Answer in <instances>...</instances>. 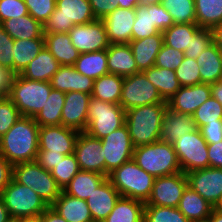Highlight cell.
I'll use <instances>...</instances> for the list:
<instances>
[{
	"label": "cell",
	"instance_id": "6da1fadb",
	"mask_svg": "<svg viewBox=\"0 0 222 222\" xmlns=\"http://www.w3.org/2000/svg\"><path fill=\"white\" fill-rule=\"evenodd\" d=\"M40 126L32 117L21 116L0 138V154L12 165L35 161Z\"/></svg>",
	"mask_w": 222,
	"mask_h": 222
},
{
	"label": "cell",
	"instance_id": "7a4b0ae2",
	"mask_svg": "<svg viewBox=\"0 0 222 222\" xmlns=\"http://www.w3.org/2000/svg\"><path fill=\"white\" fill-rule=\"evenodd\" d=\"M167 103L137 106L126 111L125 125L134 148L160 140Z\"/></svg>",
	"mask_w": 222,
	"mask_h": 222
},
{
	"label": "cell",
	"instance_id": "3957f363",
	"mask_svg": "<svg viewBox=\"0 0 222 222\" xmlns=\"http://www.w3.org/2000/svg\"><path fill=\"white\" fill-rule=\"evenodd\" d=\"M133 160L155 178L181 172L173 144L161 140L134 148Z\"/></svg>",
	"mask_w": 222,
	"mask_h": 222
},
{
	"label": "cell",
	"instance_id": "277c9868",
	"mask_svg": "<svg viewBox=\"0 0 222 222\" xmlns=\"http://www.w3.org/2000/svg\"><path fill=\"white\" fill-rule=\"evenodd\" d=\"M108 179L122 197L146 203L150 198L155 177L141 169L131 159L111 172Z\"/></svg>",
	"mask_w": 222,
	"mask_h": 222
},
{
	"label": "cell",
	"instance_id": "5b68a950",
	"mask_svg": "<svg viewBox=\"0 0 222 222\" xmlns=\"http://www.w3.org/2000/svg\"><path fill=\"white\" fill-rule=\"evenodd\" d=\"M51 90L50 82L29 80L17 74L13 79L8 97L21 116L34 118L44 107Z\"/></svg>",
	"mask_w": 222,
	"mask_h": 222
},
{
	"label": "cell",
	"instance_id": "8992f818",
	"mask_svg": "<svg viewBox=\"0 0 222 222\" xmlns=\"http://www.w3.org/2000/svg\"><path fill=\"white\" fill-rule=\"evenodd\" d=\"M96 20L89 0H56V8L43 24V34L68 33L74 25Z\"/></svg>",
	"mask_w": 222,
	"mask_h": 222
},
{
	"label": "cell",
	"instance_id": "52a82bcc",
	"mask_svg": "<svg viewBox=\"0 0 222 222\" xmlns=\"http://www.w3.org/2000/svg\"><path fill=\"white\" fill-rule=\"evenodd\" d=\"M13 178L31 188L48 206H51L62 192L51 171H47L36 161L13 165Z\"/></svg>",
	"mask_w": 222,
	"mask_h": 222
},
{
	"label": "cell",
	"instance_id": "ba28073f",
	"mask_svg": "<svg viewBox=\"0 0 222 222\" xmlns=\"http://www.w3.org/2000/svg\"><path fill=\"white\" fill-rule=\"evenodd\" d=\"M126 111L120 104L104 102L91 97L85 132L97 139L125 125Z\"/></svg>",
	"mask_w": 222,
	"mask_h": 222
},
{
	"label": "cell",
	"instance_id": "9c48e42d",
	"mask_svg": "<svg viewBox=\"0 0 222 222\" xmlns=\"http://www.w3.org/2000/svg\"><path fill=\"white\" fill-rule=\"evenodd\" d=\"M0 196L10 217L24 218L41 215L49 207L36 192L18 183L14 178Z\"/></svg>",
	"mask_w": 222,
	"mask_h": 222
},
{
	"label": "cell",
	"instance_id": "30bf717a",
	"mask_svg": "<svg viewBox=\"0 0 222 222\" xmlns=\"http://www.w3.org/2000/svg\"><path fill=\"white\" fill-rule=\"evenodd\" d=\"M207 142L197 128L191 133L180 136L173 143L181 171L185 174L209 167Z\"/></svg>",
	"mask_w": 222,
	"mask_h": 222
},
{
	"label": "cell",
	"instance_id": "8fae6325",
	"mask_svg": "<svg viewBox=\"0 0 222 222\" xmlns=\"http://www.w3.org/2000/svg\"><path fill=\"white\" fill-rule=\"evenodd\" d=\"M155 103H167L157 88L147 80L143 72L124 77L119 104L125 111L130 108Z\"/></svg>",
	"mask_w": 222,
	"mask_h": 222
},
{
	"label": "cell",
	"instance_id": "7c38bea8",
	"mask_svg": "<svg viewBox=\"0 0 222 222\" xmlns=\"http://www.w3.org/2000/svg\"><path fill=\"white\" fill-rule=\"evenodd\" d=\"M105 158V176L133 159L134 146L126 125L101 139Z\"/></svg>",
	"mask_w": 222,
	"mask_h": 222
},
{
	"label": "cell",
	"instance_id": "4fadbf2b",
	"mask_svg": "<svg viewBox=\"0 0 222 222\" xmlns=\"http://www.w3.org/2000/svg\"><path fill=\"white\" fill-rule=\"evenodd\" d=\"M188 180L185 173L155 178L150 198L145 205L178 207Z\"/></svg>",
	"mask_w": 222,
	"mask_h": 222
},
{
	"label": "cell",
	"instance_id": "5bb4252c",
	"mask_svg": "<svg viewBox=\"0 0 222 222\" xmlns=\"http://www.w3.org/2000/svg\"><path fill=\"white\" fill-rule=\"evenodd\" d=\"M68 34L80 54L107 50L110 46L107 31L101 19L87 24L74 25Z\"/></svg>",
	"mask_w": 222,
	"mask_h": 222
},
{
	"label": "cell",
	"instance_id": "9a60e30c",
	"mask_svg": "<svg viewBox=\"0 0 222 222\" xmlns=\"http://www.w3.org/2000/svg\"><path fill=\"white\" fill-rule=\"evenodd\" d=\"M188 186L214 208L222 199V169L207 167L186 174Z\"/></svg>",
	"mask_w": 222,
	"mask_h": 222
},
{
	"label": "cell",
	"instance_id": "2e32d148",
	"mask_svg": "<svg viewBox=\"0 0 222 222\" xmlns=\"http://www.w3.org/2000/svg\"><path fill=\"white\" fill-rule=\"evenodd\" d=\"M74 155L80 170L97 172L105 176V158L101 139L94 138L86 132H79Z\"/></svg>",
	"mask_w": 222,
	"mask_h": 222
},
{
	"label": "cell",
	"instance_id": "e0dca14e",
	"mask_svg": "<svg viewBox=\"0 0 222 222\" xmlns=\"http://www.w3.org/2000/svg\"><path fill=\"white\" fill-rule=\"evenodd\" d=\"M79 131L60 126H40L38 144L39 150H49V153H74V147Z\"/></svg>",
	"mask_w": 222,
	"mask_h": 222
},
{
	"label": "cell",
	"instance_id": "ac0fdd59",
	"mask_svg": "<svg viewBox=\"0 0 222 222\" xmlns=\"http://www.w3.org/2000/svg\"><path fill=\"white\" fill-rule=\"evenodd\" d=\"M90 99L91 95L84 92H66L61 113L62 125L79 132H85Z\"/></svg>",
	"mask_w": 222,
	"mask_h": 222
},
{
	"label": "cell",
	"instance_id": "d6986e66",
	"mask_svg": "<svg viewBox=\"0 0 222 222\" xmlns=\"http://www.w3.org/2000/svg\"><path fill=\"white\" fill-rule=\"evenodd\" d=\"M210 96L211 85L208 83L183 86L167 101V105L177 113L193 115Z\"/></svg>",
	"mask_w": 222,
	"mask_h": 222
},
{
	"label": "cell",
	"instance_id": "ffe728a7",
	"mask_svg": "<svg viewBox=\"0 0 222 222\" xmlns=\"http://www.w3.org/2000/svg\"><path fill=\"white\" fill-rule=\"evenodd\" d=\"M135 9L118 7L102 19L110 44L129 43L135 22Z\"/></svg>",
	"mask_w": 222,
	"mask_h": 222
},
{
	"label": "cell",
	"instance_id": "44dd1931",
	"mask_svg": "<svg viewBox=\"0 0 222 222\" xmlns=\"http://www.w3.org/2000/svg\"><path fill=\"white\" fill-rule=\"evenodd\" d=\"M121 197L108 177L86 199L93 222H102L111 213Z\"/></svg>",
	"mask_w": 222,
	"mask_h": 222
},
{
	"label": "cell",
	"instance_id": "7402d4cb",
	"mask_svg": "<svg viewBox=\"0 0 222 222\" xmlns=\"http://www.w3.org/2000/svg\"><path fill=\"white\" fill-rule=\"evenodd\" d=\"M53 89L70 92L79 91L92 94L94 80L79 73L74 66L61 65L50 80Z\"/></svg>",
	"mask_w": 222,
	"mask_h": 222
},
{
	"label": "cell",
	"instance_id": "603a6c76",
	"mask_svg": "<svg viewBox=\"0 0 222 222\" xmlns=\"http://www.w3.org/2000/svg\"><path fill=\"white\" fill-rule=\"evenodd\" d=\"M108 73L121 77L139 73L129 43L110 44L107 48Z\"/></svg>",
	"mask_w": 222,
	"mask_h": 222
},
{
	"label": "cell",
	"instance_id": "cb8c5ba5",
	"mask_svg": "<svg viewBox=\"0 0 222 222\" xmlns=\"http://www.w3.org/2000/svg\"><path fill=\"white\" fill-rule=\"evenodd\" d=\"M197 129L192 115L177 113L166 108L161 127L160 140L173 144L180 136Z\"/></svg>",
	"mask_w": 222,
	"mask_h": 222
},
{
	"label": "cell",
	"instance_id": "d4e9b609",
	"mask_svg": "<svg viewBox=\"0 0 222 222\" xmlns=\"http://www.w3.org/2000/svg\"><path fill=\"white\" fill-rule=\"evenodd\" d=\"M163 43L162 32H158L156 35L147 38L131 40L129 42L139 72L148 70L155 65L156 57Z\"/></svg>",
	"mask_w": 222,
	"mask_h": 222
},
{
	"label": "cell",
	"instance_id": "484cf974",
	"mask_svg": "<svg viewBox=\"0 0 222 222\" xmlns=\"http://www.w3.org/2000/svg\"><path fill=\"white\" fill-rule=\"evenodd\" d=\"M50 207L68 222H93L86 200L67 195L63 191Z\"/></svg>",
	"mask_w": 222,
	"mask_h": 222
},
{
	"label": "cell",
	"instance_id": "4316f807",
	"mask_svg": "<svg viewBox=\"0 0 222 222\" xmlns=\"http://www.w3.org/2000/svg\"><path fill=\"white\" fill-rule=\"evenodd\" d=\"M213 208L189 186L184 190L178 205L179 211L191 222H206Z\"/></svg>",
	"mask_w": 222,
	"mask_h": 222
},
{
	"label": "cell",
	"instance_id": "83f0119b",
	"mask_svg": "<svg viewBox=\"0 0 222 222\" xmlns=\"http://www.w3.org/2000/svg\"><path fill=\"white\" fill-rule=\"evenodd\" d=\"M45 47L60 65L74 66L79 51L74 47L68 33L44 34Z\"/></svg>",
	"mask_w": 222,
	"mask_h": 222
},
{
	"label": "cell",
	"instance_id": "f1b7e54d",
	"mask_svg": "<svg viewBox=\"0 0 222 222\" xmlns=\"http://www.w3.org/2000/svg\"><path fill=\"white\" fill-rule=\"evenodd\" d=\"M200 83L211 84L222 80V51L212 42L196 59Z\"/></svg>",
	"mask_w": 222,
	"mask_h": 222
},
{
	"label": "cell",
	"instance_id": "f546056e",
	"mask_svg": "<svg viewBox=\"0 0 222 222\" xmlns=\"http://www.w3.org/2000/svg\"><path fill=\"white\" fill-rule=\"evenodd\" d=\"M60 66V63L44 47L20 75L29 80L50 82Z\"/></svg>",
	"mask_w": 222,
	"mask_h": 222
},
{
	"label": "cell",
	"instance_id": "4dcf8cb0",
	"mask_svg": "<svg viewBox=\"0 0 222 222\" xmlns=\"http://www.w3.org/2000/svg\"><path fill=\"white\" fill-rule=\"evenodd\" d=\"M1 25L13 40L44 38L43 25L30 14L21 16L18 19H8L3 21Z\"/></svg>",
	"mask_w": 222,
	"mask_h": 222
},
{
	"label": "cell",
	"instance_id": "1f68e13d",
	"mask_svg": "<svg viewBox=\"0 0 222 222\" xmlns=\"http://www.w3.org/2000/svg\"><path fill=\"white\" fill-rule=\"evenodd\" d=\"M147 80L158 90L164 101H168L182 86L176 77L175 70L156 67L143 71Z\"/></svg>",
	"mask_w": 222,
	"mask_h": 222
},
{
	"label": "cell",
	"instance_id": "d6a6232c",
	"mask_svg": "<svg viewBox=\"0 0 222 222\" xmlns=\"http://www.w3.org/2000/svg\"><path fill=\"white\" fill-rule=\"evenodd\" d=\"M106 178L97 172L80 170L62 191L67 195L86 200Z\"/></svg>",
	"mask_w": 222,
	"mask_h": 222
},
{
	"label": "cell",
	"instance_id": "836d02e7",
	"mask_svg": "<svg viewBox=\"0 0 222 222\" xmlns=\"http://www.w3.org/2000/svg\"><path fill=\"white\" fill-rule=\"evenodd\" d=\"M144 209V202L121 196L102 222H144Z\"/></svg>",
	"mask_w": 222,
	"mask_h": 222
},
{
	"label": "cell",
	"instance_id": "e575fe53",
	"mask_svg": "<svg viewBox=\"0 0 222 222\" xmlns=\"http://www.w3.org/2000/svg\"><path fill=\"white\" fill-rule=\"evenodd\" d=\"M45 47L44 38H32L27 40H14L13 58L14 73L21 74L28 64L38 56V53Z\"/></svg>",
	"mask_w": 222,
	"mask_h": 222
},
{
	"label": "cell",
	"instance_id": "d590c367",
	"mask_svg": "<svg viewBox=\"0 0 222 222\" xmlns=\"http://www.w3.org/2000/svg\"><path fill=\"white\" fill-rule=\"evenodd\" d=\"M197 24H173L162 32L165 45L181 52L189 48L191 41L202 30Z\"/></svg>",
	"mask_w": 222,
	"mask_h": 222
},
{
	"label": "cell",
	"instance_id": "8d00e7d4",
	"mask_svg": "<svg viewBox=\"0 0 222 222\" xmlns=\"http://www.w3.org/2000/svg\"><path fill=\"white\" fill-rule=\"evenodd\" d=\"M65 103V92L53 89L42 109L34 117L39 126L62 125L61 113Z\"/></svg>",
	"mask_w": 222,
	"mask_h": 222
},
{
	"label": "cell",
	"instance_id": "74e56055",
	"mask_svg": "<svg viewBox=\"0 0 222 222\" xmlns=\"http://www.w3.org/2000/svg\"><path fill=\"white\" fill-rule=\"evenodd\" d=\"M124 77L108 73L94 80L91 97L104 102L119 104Z\"/></svg>",
	"mask_w": 222,
	"mask_h": 222
},
{
	"label": "cell",
	"instance_id": "f35d334b",
	"mask_svg": "<svg viewBox=\"0 0 222 222\" xmlns=\"http://www.w3.org/2000/svg\"><path fill=\"white\" fill-rule=\"evenodd\" d=\"M74 67L79 73L93 80L108 74L107 50L80 54Z\"/></svg>",
	"mask_w": 222,
	"mask_h": 222
},
{
	"label": "cell",
	"instance_id": "ab89813d",
	"mask_svg": "<svg viewBox=\"0 0 222 222\" xmlns=\"http://www.w3.org/2000/svg\"><path fill=\"white\" fill-rule=\"evenodd\" d=\"M196 24L203 29H213L222 23V0H194Z\"/></svg>",
	"mask_w": 222,
	"mask_h": 222
},
{
	"label": "cell",
	"instance_id": "60d3db41",
	"mask_svg": "<svg viewBox=\"0 0 222 222\" xmlns=\"http://www.w3.org/2000/svg\"><path fill=\"white\" fill-rule=\"evenodd\" d=\"M160 3L169 12L174 24H196L194 0H160Z\"/></svg>",
	"mask_w": 222,
	"mask_h": 222
},
{
	"label": "cell",
	"instance_id": "b9f144b4",
	"mask_svg": "<svg viewBox=\"0 0 222 222\" xmlns=\"http://www.w3.org/2000/svg\"><path fill=\"white\" fill-rule=\"evenodd\" d=\"M135 22L132 29V40L147 38L156 35L159 31L153 27L152 4L141 5L135 8Z\"/></svg>",
	"mask_w": 222,
	"mask_h": 222
},
{
	"label": "cell",
	"instance_id": "7bdbcfd3",
	"mask_svg": "<svg viewBox=\"0 0 222 222\" xmlns=\"http://www.w3.org/2000/svg\"><path fill=\"white\" fill-rule=\"evenodd\" d=\"M192 116L198 129L207 124L217 123V120H222V105L210 96L195 110Z\"/></svg>",
	"mask_w": 222,
	"mask_h": 222
},
{
	"label": "cell",
	"instance_id": "ee69618b",
	"mask_svg": "<svg viewBox=\"0 0 222 222\" xmlns=\"http://www.w3.org/2000/svg\"><path fill=\"white\" fill-rule=\"evenodd\" d=\"M144 222H191L178 207L145 205Z\"/></svg>",
	"mask_w": 222,
	"mask_h": 222
},
{
	"label": "cell",
	"instance_id": "f6af8a7d",
	"mask_svg": "<svg viewBox=\"0 0 222 222\" xmlns=\"http://www.w3.org/2000/svg\"><path fill=\"white\" fill-rule=\"evenodd\" d=\"M80 171L78 162L74 153L65 155L55 167L51 170V174L57 184L63 188L68 185L72 178Z\"/></svg>",
	"mask_w": 222,
	"mask_h": 222
},
{
	"label": "cell",
	"instance_id": "bcb514c9",
	"mask_svg": "<svg viewBox=\"0 0 222 222\" xmlns=\"http://www.w3.org/2000/svg\"><path fill=\"white\" fill-rule=\"evenodd\" d=\"M196 59L184 57L180 66L175 70L176 77L183 86L200 84V71Z\"/></svg>",
	"mask_w": 222,
	"mask_h": 222
},
{
	"label": "cell",
	"instance_id": "7dc6e473",
	"mask_svg": "<svg viewBox=\"0 0 222 222\" xmlns=\"http://www.w3.org/2000/svg\"><path fill=\"white\" fill-rule=\"evenodd\" d=\"M21 117V114L8 96H0V138Z\"/></svg>",
	"mask_w": 222,
	"mask_h": 222
},
{
	"label": "cell",
	"instance_id": "c3c4849f",
	"mask_svg": "<svg viewBox=\"0 0 222 222\" xmlns=\"http://www.w3.org/2000/svg\"><path fill=\"white\" fill-rule=\"evenodd\" d=\"M28 13L42 25L56 8V0H24Z\"/></svg>",
	"mask_w": 222,
	"mask_h": 222
},
{
	"label": "cell",
	"instance_id": "681fc988",
	"mask_svg": "<svg viewBox=\"0 0 222 222\" xmlns=\"http://www.w3.org/2000/svg\"><path fill=\"white\" fill-rule=\"evenodd\" d=\"M184 59V53L163 43L157 57L155 66L169 70H176Z\"/></svg>",
	"mask_w": 222,
	"mask_h": 222
},
{
	"label": "cell",
	"instance_id": "f907efd6",
	"mask_svg": "<svg viewBox=\"0 0 222 222\" xmlns=\"http://www.w3.org/2000/svg\"><path fill=\"white\" fill-rule=\"evenodd\" d=\"M24 0H0V24L11 18L28 15Z\"/></svg>",
	"mask_w": 222,
	"mask_h": 222
},
{
	"label": "cell",
	"instance_id": "816d5d0a",
	"mask_svg": "<svg viewBox=\"0 0 222 222\" xmlns=\"http://www.w3.org/2000/svg\"><path fill=\"white\" fill-rule=\"evenodd\" d=\"M213 42L212 29H202L191 41L188 49L184 52V57L197 59L198 56Z\"/></svg>",
	"mask_w": 222,
	"mask_h": 222
},
{
	"label": "cell",
	"instance_id": "f5cc1de1",
	"mask_svg": "<svg viewBox=\"0 0 222 222\" xmlns=\"http://www.w3.org/2000/svg\"><path fill=\"white\" fill-rule=\"evenodd\" d=\"M13 45L14 40L0 24V67H5L14 72Z\"/></svg>",
	"mask_w": 222,
	"mask_h": 222
},
{
	"label": "cell",
	"instance_id": "db71d44e",
	"mask_svg": "<svg viewBox=\"0 0 222 222\" xmlns=\"http://www.w3.org/2000/svg\"><path fill=\"white\" fill-rule=\"evenodd\" d=\"M152 18L153 27H155L159 32H163L174 24L171 15L160 2L152 3Z\"/></svg>",
	"mask_w": 222,
	"mask_h": 222
},
{
	"label": "cell",
	"instance_id": "11a10c76",
	"mask_svg": "<svg viewBox=\"0 0 222 222\" xmlns=\"http://www.w3.org/2000/svg\"><path fill=\"white\" fill-rule=\"evenodd\" d=\"M96 19H103L119 7L120 0H89Z\"/></svg>",
	"mask_w": 222,
	"mask_h": 222
},
{
	"label": "cell",
	"instance_id": "9f6ffc18",
	"mask_svg": "<svg viewBox=\"0 0 222 222\" xmlns=\"http://www.w3.org/2000/svg\"><path fill=\"white\" fill-rule=\"evenodd\" d=\"M199 130L207 144L222 141V120H217V123L201 126Z\"/></svg>",
	"mask_w": 222,
	"mask_h": 222
},
{
	"label": "cell",
	"instance_id": "6f0895ef",
	"mask_svg": "<svg viewBox=\"0 0 222 222\" xmlns=\"http://www.w3.org/2000/svg\"><path fill=\"white\" fill-rule=\"evenodd\" d=\"M64 156L59 152L49 153V150H39L35 161L47 171H51Z\"/></svg>",
	"mask_w": 222,
	"mask_h": 222
},
{
	"label": "cell",
	"instance_id": "680465c9",
	"mask_svg": "<svg viewBox=\"0 0 222 222\" xmlns=\"http://www.w3.org/2000/svg\"><path fill=\"white\" fill-rule=\"evenodd\" d=\"M13 178V165L0 154V195Z\"/></svg>",
	"mask_w": 222,
	"mask_h": 222
},
{
	"label": "cell",
	"instance_id": "91938a15",
	"mask_svg": "<svg viewBox=\"0 0 222 222\" xmlns=\"http://www.w3.org/2000/svg\"><path fill=\"white\" fill-rule=\"evenodd\" d=\"M209 167L222 169V141L207 146Z\"/></svg>",
	"mask_w": 222,
	"mask_h": 222
},
{
	"label": "cell",
	"instance_id": "94428289",
	"mask_svg": "<svg viewBox=\"0 0 222 222\" xmlns=\"http://www.w3.org/2000/svg\"><path fill=\"white\" fill-rule=\"evenodd\" d=\"M15 75L12 70L0 67V96H9Z\"/></svg>",
	"mask_w": 222,
	"mask_h": 222
},
{
	"label": "cell",
	"instance_id": "6125c7cd",
	"mask_svg": "<svg viewBox=\"0 0 222 222\" xmlns=\"http://www.w3.org/2000/svg\"><path fill=\"white\" fill-rule=\"evenodd\" d=\"M43 222H68L50 206L43 212Z\"/></svg>",
	"mask_w": 222,
	"mask_h": 222
},
{
	"label": "cell",
	"instance_id": "be15d7a7",
	"mask_svg": "<svg viewBox=\"0 0 222 222\" xmlns=\"http://www.w3.org/2000/svg\"><path fill=\"white\" fill-rule=\"evenodd\" d=\"M211 85V96L219 101L222 105V80L213 82Z\"/></svg>",
	"mask_w": 222,
	"mask_h": 222
},
{
	"label": "cell",
	"instance_id": "e7e4bbea",
	"mask_svg": "<svg viewBox=\"0 0 222 222\" xmlns=\"http://www.w3.org/2000/svg\"><path fill=\"white\" fill-rule=\"evenodd\" d=\"M213 42L222 51V23L216 25L213 29Z\"/></svg>",
	"mask_w": 222,
	"mask_h": 222
},
{
	"label": "cell",
	"instance_id": "03108f58",
	"mask_svg": "<svg viewBox=\"0 0 222 222\" xmlns=\"http://www.w3.org/2000/svg\"><path fill=\"white\" fill-rule=\"evenodd\" d=\"M9 218L8 209L5 206L3 198L0 196V222H7Z\"/></svg>",
	"mask_w": 222,
	"mask_h": 222
},
{
	"label": "cell",
	"instance_id": "003e7915",
	"mask_svg": "<svg viewBox=\"0 0 222 222\" xmlns=\"http://www.w3.org/2000/svg\"><path fill=\"white\" fill-rule=\"evenodd\" d=\"M206 222H222V210L213 208Z\"/></svg>",
	"mask_w": 222,
	"mask_h": 222
},
{
	"label": "cell",
	"instance_id": "a7ac6f4b",
	"mask_svg": "<svg viewBox=\"0 0 222 222\" xmlns=\"http://www.w3.org/2000/svg\"><path fill=\"white\" fill-rule=\"evenodd\" d=\"M138 5V0H120L119 7L124 9H135Z\"/></svg>",
	"mask_w": 222,
	"mask_h": 222
},
{
	"label": "cell",
	"instance_id": "89a4df30",
	"mask_svg": "<svg viewBox=\"0 0 222 222\" xmlns=\"http://www.w3.org/2000/svg\"><path fill=\"white\" fill-rule=\"evenodd\" d=\"M22 222H43V213L37 216L24 217L22 218Z\"/></svg>",
	"mask_w": 222,
	"mask_h": 222
},
{
	"label": "cell",
	"instance_id": "2644e50d",
	"mask_svg": "<svg viewBox=\"0 0 222 222\" xmlns=\"http://www.w3.org/2000/svg\"><path fill=\"white\" fill-rule=\"evenodd\" d=\"M139 4L141 5H149L152 3H158L160 0H138Z\"/></svg>",
	"mask_w": 222,
	"mask_h": 222
},
{
	"label": "cell",
	"instance_id": "8c879c8a",
	"mask_svg": "<svg viewBox=\"0 0 222 222\" xmlns=\"http://www.w3.org/2000/svg\"><path fill=\"white\" fill-rule=\"evenodd\" d=\"M7 222H22V218L10 217Z\"/></svg>",
	"mask_w": 222,
	"mask_h": 222
},
{
	"label": "cell",
	"instance_id": "753ad0ef",
	"mask_svg": "<svg viewBox=\"0 0 222 222\" xmlns=\"http://www.w3.org/2000/svg\"><path fill=\"white\" fill-rule=\"evenodd\" d=\"M216 208L222 210V199H221V201L219 202V204L217 205Z\"/></svg>",
	"mask_w": 222,
	"mask_h": 222
}]
</instances>
